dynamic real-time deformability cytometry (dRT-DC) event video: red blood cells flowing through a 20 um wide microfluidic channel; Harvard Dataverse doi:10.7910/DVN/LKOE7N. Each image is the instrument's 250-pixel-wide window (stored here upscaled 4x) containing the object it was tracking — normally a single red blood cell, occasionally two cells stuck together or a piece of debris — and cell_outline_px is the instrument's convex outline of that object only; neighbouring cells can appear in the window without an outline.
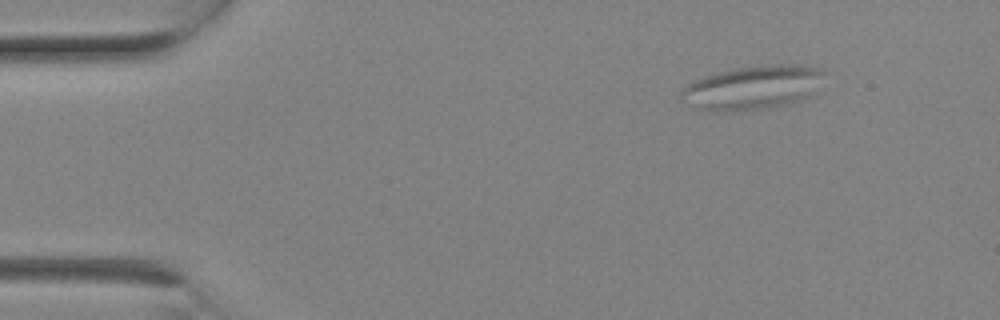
{"species": "Egyptian fruit bat (a non-hibernating species)", "species_latin": "Rousettus aegyptiacus", "temperature_condition": "room temperature", "stored_images_in_passage": 2, "camera_frame_rate_fps": 3000, "um_per_image_px": 0.085, "animal": {"sex": "female"}, "frame": {"image": 1, "passage_image": 1, "time_ms": 0.0, "image_size_px": [1000, 320], "cell_outline_px": [[824, 72], [812, 92], [808, 96], [792, 104], [768, 108], [700, 108], [680, 100], [680, 92], [692, 80], [704, 76], [732, 68], [764, 64], [804, 64], [824, 68]], "centroid_in_image_um": [64.02, 7.37], "position_along_channel_um": 21.0, "area_um2": 35.78}}